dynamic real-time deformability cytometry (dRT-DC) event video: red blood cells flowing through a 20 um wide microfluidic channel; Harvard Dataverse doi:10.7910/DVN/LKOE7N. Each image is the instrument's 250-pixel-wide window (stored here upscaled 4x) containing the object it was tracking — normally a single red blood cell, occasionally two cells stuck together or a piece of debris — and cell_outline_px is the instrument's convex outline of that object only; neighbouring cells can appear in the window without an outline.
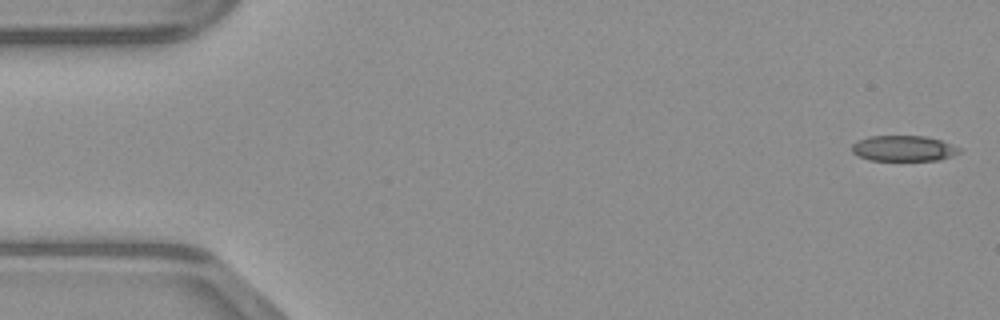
{"species": "common noctule bat (a hibernating species)", "species_latin": "Nyctalus noctula", "temperature_condition": "warm", "stored_images_in_passage": 48, "camera_frame_rate_fps": 3000, "um_per_image_px": 0.085, "animal": {"sex": "male", "body_mass_g": 23.1, "forearm_length_mm": 52.7}, "frame": {"image": 1, "passage_image": 1, "time_ms": 0.0, "image_size_px": [1000, 320], "cell_outline_px": [[960, 152], [952, 156], [940, 160], [868, 160], [852, 152], [852, 144], [856, 140], [868, 136], [924, 136], [940, 140], [952, 144], [960, 148]], "centroid_in_image_um": [76.79, 12.61], "position_along_channel_um": 8.2, "area_um2": 16.07}}
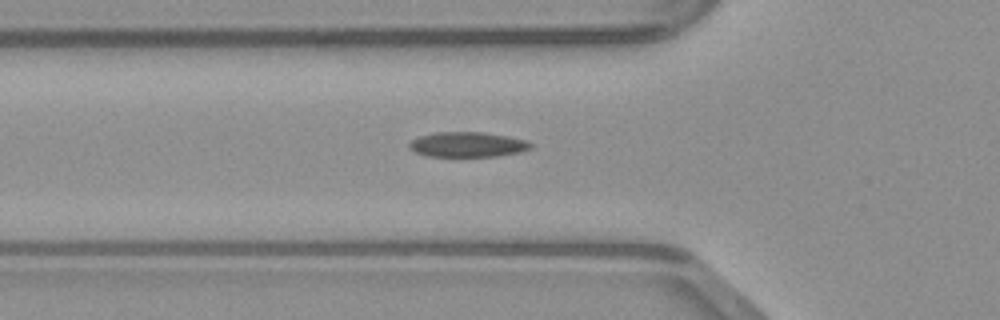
{"frame": {"image": 2, "passage_image": 16, "time_ms": 5.0, "image_size_px": [1000, 320], "cell_outline_px": [[536, 144], [532, 148], [520, 152], [496, 156], [424, 156], [416, 152], [408, 144], [412, 140], [420, 136], [436, 132], [484, 132], [508, 136], [528, 140]], "centroid_in_image_um": [39.82, 12.28], "position_along_channel_um": 86.0, "area_um2": 17.8}}
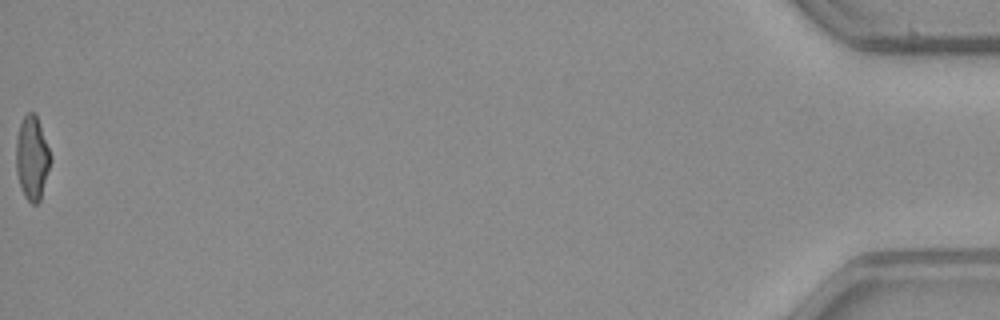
{"frame": {"image": 3, "passage_image": 48, "time_ms": 15.667, "image_size_px": [1000, 320], "cell_outline_px": [[52, 160], [40, 200], [36, 204], [32, 204], [24, 196], [16, 172], [16, 136], [20, 124], [24, 116], [28, 112], [36, 112], [52, 156]], "centroid_in_image_um": [2.74, 13.4], "position_along_channel_um": 432.5, "area_um2": 17.05}}